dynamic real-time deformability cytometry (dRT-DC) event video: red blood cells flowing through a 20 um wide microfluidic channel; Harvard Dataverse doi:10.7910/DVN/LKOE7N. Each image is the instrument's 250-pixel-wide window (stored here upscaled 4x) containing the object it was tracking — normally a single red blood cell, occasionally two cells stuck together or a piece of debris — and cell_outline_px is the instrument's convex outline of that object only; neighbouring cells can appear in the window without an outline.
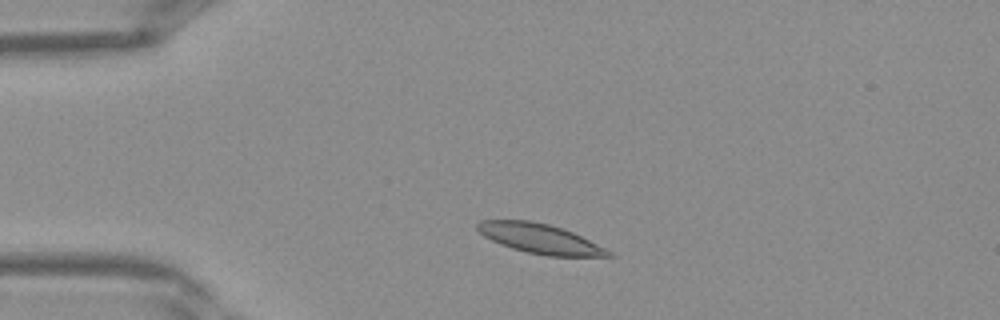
{"species": "Egyptian fruit bat (a non-hibernating species)", "species_latin": "Rousettus aegyptiacus", "temperature_condition": "warm", "stored_images_in_passage": 32, "camera_frame_rate_fps": 3000, "um_per_image_px": 0.085, "frame": {"image": 1, "passage_image": 1, "time_ms": 0.0, "image_size_px": [1000, 320], "cell_outline_px": [[616, 256], [548, 256], [528, 252], [512, 248], [500, 244], [484, 236], [476, 228], [476, 224], [480, 220], [532, 220], [548, 224], [572, 232], [612, 252]], "centroid_in_image_um": [45.85, 20.27], "position_along_channel_um": 39.1, "area_um2": 22.31}}
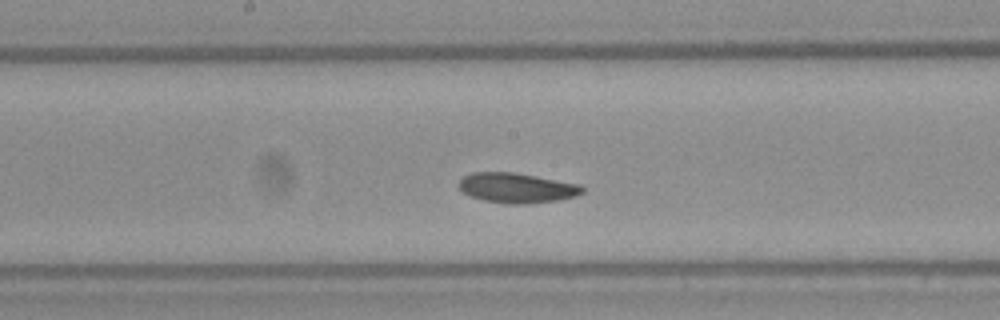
{"frame": {"image": 2, "passage_image": 13, "time_ms": 4.0, "image_size_px": [1000, 320], "cell_outline_px": [[584, 192], [576, 196], [556, 200], [524, 204], [508, 204], [484, 200], [472, 196], [464, 192], [456, 184], [464, 176], [472, 172], [512, 172], [536, 176], [580, 184], [584, 188]], "centroid_in_image_um": [43.93, 15.96], "position_along_channel_um": 204.3, "area_um2": 21.44}}
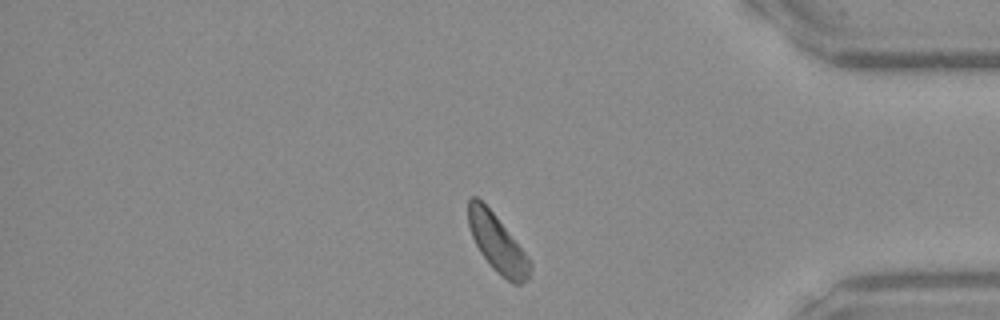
{"frame": {"image": 3, "passage_image": 26, "time_ms": 8.333, "image_size_px": [1000, 320], "cell_outline_px": [[532, 268], [528, 276], [520, 284], [512, 284], [496, 272], [492, 268], [480, 252], [472, 236], [468, 224], [468, 200], [472, 196], [476, 196], [496, 216], [528, 256], [532, 264]], "centroid_in_image_um": [42.27, 20.7], "position_along_channel_um": 392.9, "area_um2": 20.46}}